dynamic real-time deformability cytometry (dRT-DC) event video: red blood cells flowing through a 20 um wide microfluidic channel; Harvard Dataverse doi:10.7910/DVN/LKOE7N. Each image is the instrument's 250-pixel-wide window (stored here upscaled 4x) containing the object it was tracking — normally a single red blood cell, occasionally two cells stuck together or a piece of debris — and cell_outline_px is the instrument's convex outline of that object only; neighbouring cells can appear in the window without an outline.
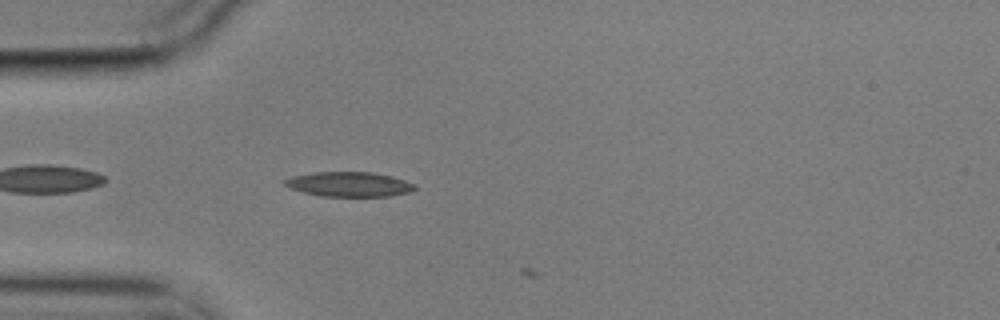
{"species": "common noctule bat (a hibernating species)", "species_latin": "Nyctalus noctula", "temperature_condition": "cold", "stored_images_in_passage": 45, "camera_frame_rate_fps": 3000, "um_per_image_px": 0.085, "animal": {"sex": "male", "body_mass_g": 17.9}, "frame": {"image": 1, "passage_image": 5, "time_ms": 1.333, "image_size_px": [1000, 320], "cell_outline_px": [[412, 188], [400, 192], [380, 196], [336, 196], [312, 192], [288, 184], [292, 180], [304, 176], [328, 172], [360, 172], [384, 176], [408, 184]], "centroid_in_image_um": [29.74, 15.67], "position_along_channel_um": 55.3, "area_um2": 15.66}}
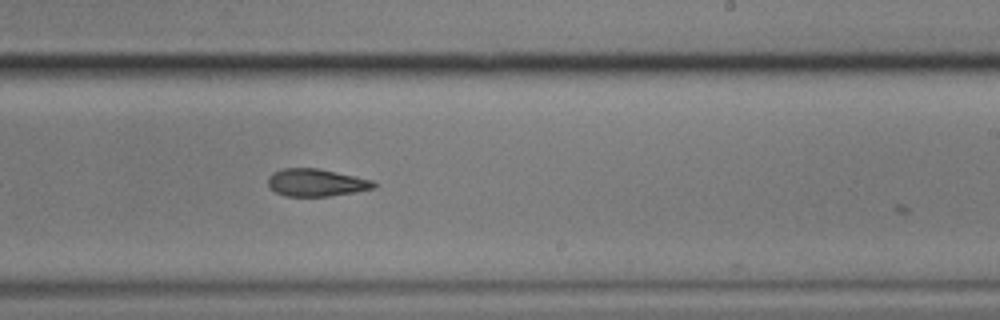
{"frame": {"image": 2, "passage_image": 23, "time_ms": 7.333, "image_size_px": [1000, 320], "cell_outline_px": [[372, 184], [368, 188], [320, 196], [296, 196], [280, 192], [272, 188], [272, 176], [276, 172], [292, 168], [308, 168], [348, 176], [364, 180]], "centroid_in_image_um": [26.75, 15.52], "position_along_channel_um": 262.2, "area_um2": 14.45}}
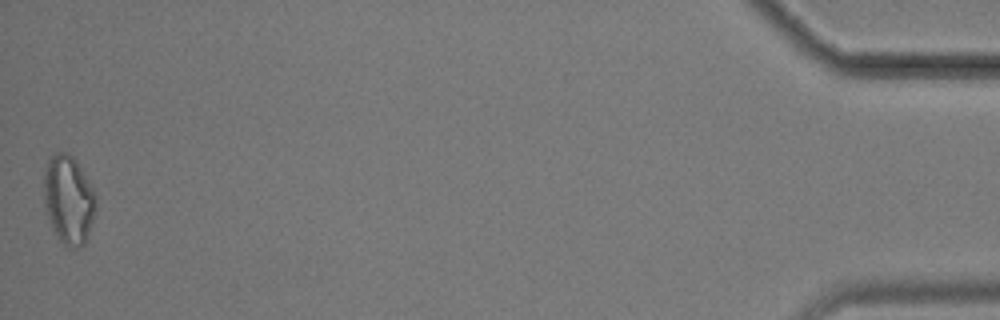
{"frame": {"image": 3, "passage_image": 45, "time_ms": 14.667, "image_size_px": [1000, 320], "cell_outline_px": [[92, 208], [84, 228], [64, 228], [56, 220], [48, 196], [48, 176], [52, 168], [72, 164], [92, 196]], "centroid_in_image_um": [5.87, 16.76], "position_along_channel_um": 429.3, "area_um2": 15.55}}